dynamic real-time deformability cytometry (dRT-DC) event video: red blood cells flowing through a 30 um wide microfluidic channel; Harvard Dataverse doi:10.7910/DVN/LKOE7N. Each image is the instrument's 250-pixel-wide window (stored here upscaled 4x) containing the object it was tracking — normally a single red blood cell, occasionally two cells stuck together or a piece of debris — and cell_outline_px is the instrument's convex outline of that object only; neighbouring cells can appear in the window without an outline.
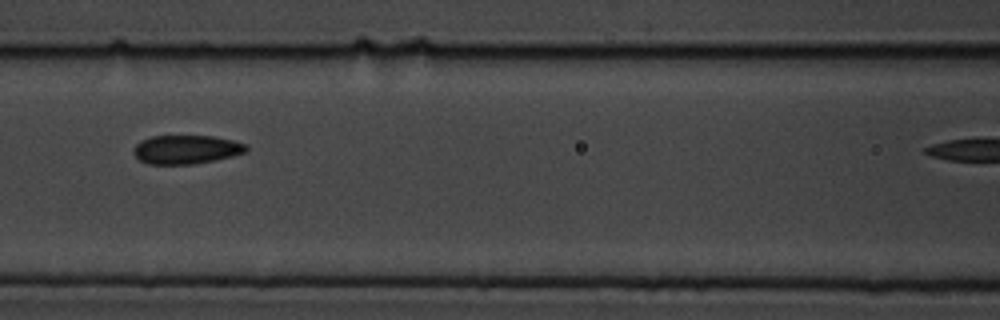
{"species": "common noctule bat (a hibernating species)", "species_latin": "Nyctalus noctula", "temperature_condition": "cold", "stored_images_in_passage": 8, "segment_of_instrument_passage": [1, 2], "camera_frame_rate_fps": 3000, "um_per_image_px": 0.085, "animal": {"sex": "male", "body_mass_g": 19.5, "forearm_length_mm": 54.6}, "frame": {"image": 1, "passage_image": 5, "time_ms": 1.333, "image_size_px": [1000, 320], "cell_outline_px": [[248, 152], [216, 160], [192, 164], [148, 164], [140, 160], [132, 152], [136, 144], [140, 140], [152, 136], [216, 136], [248, 144]], "centroid_in_image_um": [15.86, 12.7], "position_along_channel_um": 150.7, "area_um2": 19.07}}
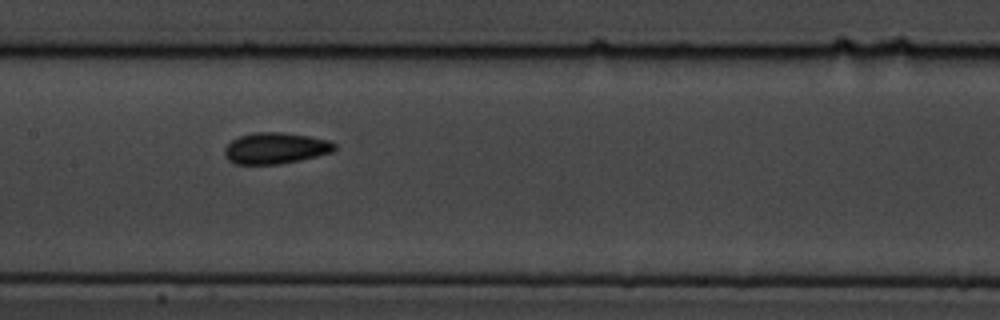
{"frame": {"image": 2, "passage_image": 6, "time_ms": 1.667, "image_size_px": [1000, 320], "cell_outline_px": [[336, 148], [332, 152], [300, 160], [280, 164], [236, 164], [228, 160], [224, 156], [224, 148], [232, 140], [240, 136], [256, 132], [280, 132], [308, 136], [328, 140], [336, 144]], "centroid_in_image_um": [23.4, 12.6], "position_along_channel_um": 184.0, "area_um2": 19.94}}
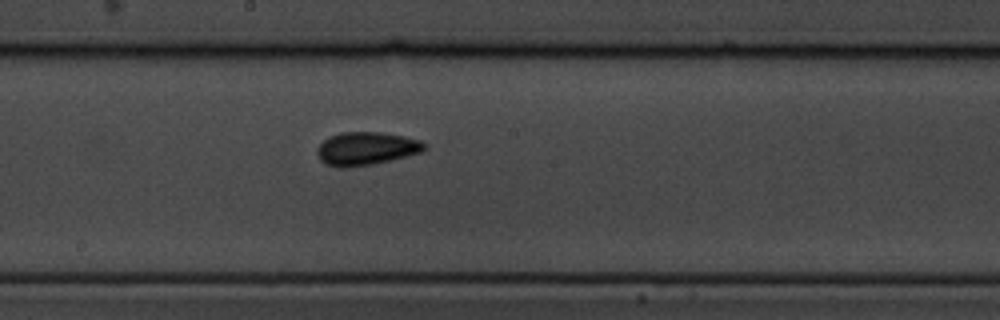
{"frame": {"image": 3, "passage_image": 7, "time_ms": 2.0, "image_size_px": [1000, 320], "cell_outline_px": [[428, 148], [420, 152], [392, 160], [372, 164], [344, 168], [340, 168], [324, 164], [320, 160], [316, 152], [316, 148], [328, 136], [340, 132], [380, 132], [404, 136], [420, 140], [428, 144]], "centroid_in_image_um": [31.12, 12.62], "position_along_channel_um": 217.1, "area_um2": 20.98}}